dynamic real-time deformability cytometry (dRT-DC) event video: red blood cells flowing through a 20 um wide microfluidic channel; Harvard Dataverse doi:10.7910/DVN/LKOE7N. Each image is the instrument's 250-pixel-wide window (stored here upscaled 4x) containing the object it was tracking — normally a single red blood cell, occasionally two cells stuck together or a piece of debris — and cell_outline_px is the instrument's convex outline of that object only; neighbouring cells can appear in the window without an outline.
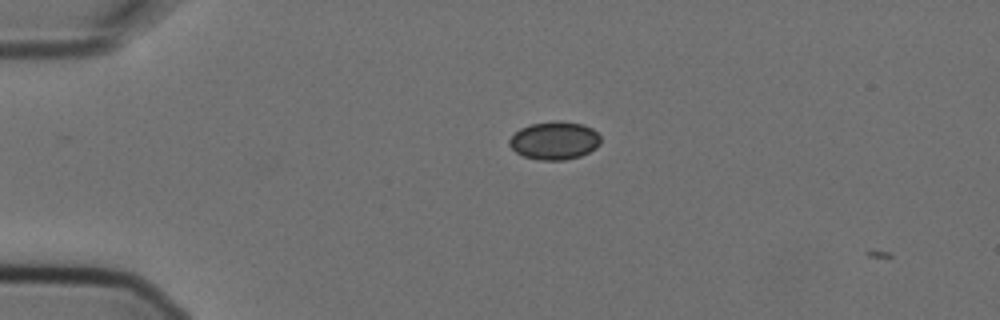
{"species": "Egyptian fruit bat (a non-hibernating species)", "species_latin": "Rousettus aegyptiacus", "temperature_condition": "cold", "stored_images_in_passage": 2, "camera_frame_rate_fps": 3000, "um_per_image_px": 0.085, "animal": {"sex": "female"}, "frame": {"image": 1, "passage_image": 1, "time_ms": 0.0, "image_size_px": [1000, 320], "cell_outline_px": [[600, 144], [596, 148], [580, 156], [564, 160], [536, 160], [524, 156], [516, 152], [508, 144], [508, 140], [520, 128], [532, 124], [556, 120], [560, 120], [584, 124], [592, 128], [600, 136]], "centroid_in_image_um": [47.14, 11.94], "position_along_channel_um": 37.9, "area_um2": 20.35}}